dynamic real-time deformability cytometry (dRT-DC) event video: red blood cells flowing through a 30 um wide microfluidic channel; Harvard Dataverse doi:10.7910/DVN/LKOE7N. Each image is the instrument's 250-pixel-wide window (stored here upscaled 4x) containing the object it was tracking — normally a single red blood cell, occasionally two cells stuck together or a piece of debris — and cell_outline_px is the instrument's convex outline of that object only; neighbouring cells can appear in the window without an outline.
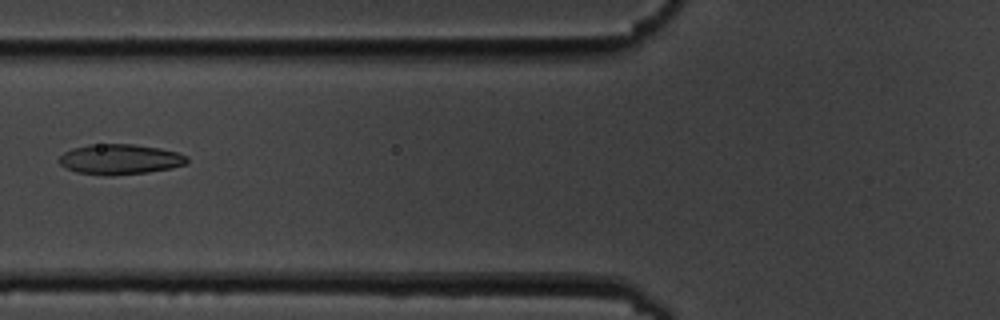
{"species": "common noctule bat (a hibernating species)", "species_latin": "Nyctalus noctula", "temperature_condition": "cold", "stored_images_in_passage": 14, "camera_frame_rate_fps": 3000, "um_per_image_px": 0.085, "animal": {"sex": "male", "body_mass_g": 19.5, "forearm_length_mm": 54.6}, "frame": {"image": 1, "passage_image": 5, "time_ms": 5.667, "image_size_px": [1000, 320], "cell_outline_px": [[188, 164], [172, 168], [148, 172], [112, 176], [108, 176], [76, 172], [60, 164], [60, 156], [64, 152], [72, 148], [88, 144], [132, 144], [160, 148], [176, 152], [188, 156]], "centroid_in_image_um": [10.22, 13.54], "position_along_channel_um": 115.6, "area_um2": 22.66}}
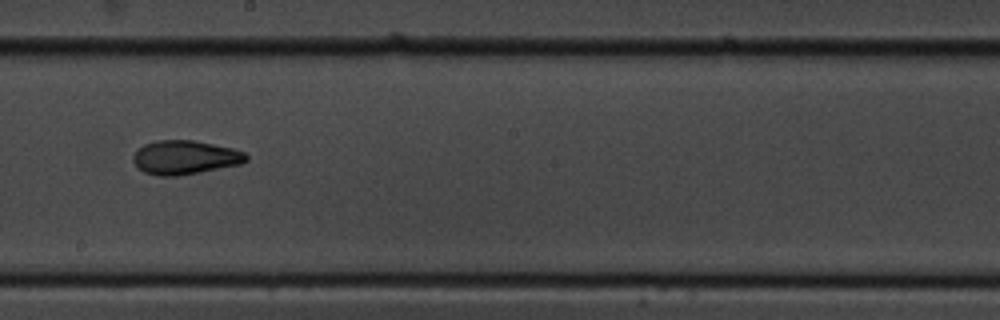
{"frame": {"image": 2, "passage_image": 8, "time_ms": 9.0, "image_size_px": [1000, 320], "cell_outline_px": [[248, 160], [240, 164], [200, 172], [176, 176], [160, 176], [144, 172], [136, 168], [132, 160], [132, 156], [144, 144], [156, 140], [192, 140], [232, 148], [244, 152], [248, 156]], "centroid_in_image_um": [15.69, 13.38], "position_along_channel_um": 232.5, "area_um2": 22.31}}
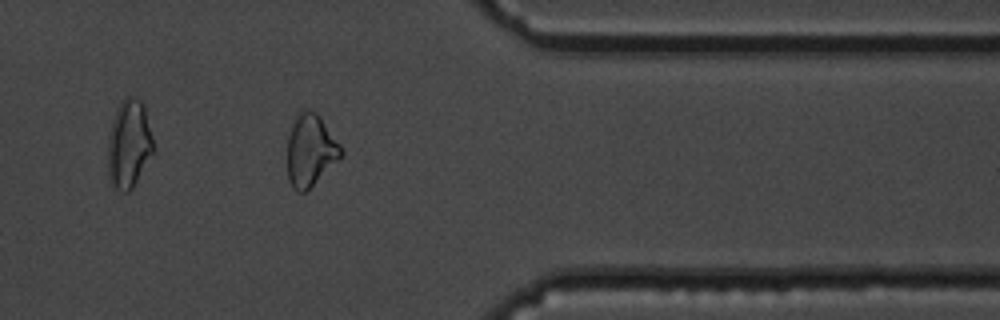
{"frame": {"image": 3, "passage_image": 12, "time_ms": 13.667, "image_size_px": [1000, 320], "cell_outline_px": [[344, 152], [304, 192], [300, 192], [292, 188], [288, 180], [288, 136], [292, 124], [300, 108], [308, 108], [316, 112], [320, 116], [340, 144]], "centroid_in_image_um": [26.36, 12.7], "position_along_channel_um": 385.0, "area_um2": 22.14}, "authors_computed_cell_mechanics": {"area_um2": 22.4264, "velocity_mm_per_s": 3.5189, "shape_relaxation_time_tau1_ms": null, "shape_relaxation_time_tau2_ms": 3.2468, "deformation_change_tau1": null, "deformation_change_tau2": 0.0726}}